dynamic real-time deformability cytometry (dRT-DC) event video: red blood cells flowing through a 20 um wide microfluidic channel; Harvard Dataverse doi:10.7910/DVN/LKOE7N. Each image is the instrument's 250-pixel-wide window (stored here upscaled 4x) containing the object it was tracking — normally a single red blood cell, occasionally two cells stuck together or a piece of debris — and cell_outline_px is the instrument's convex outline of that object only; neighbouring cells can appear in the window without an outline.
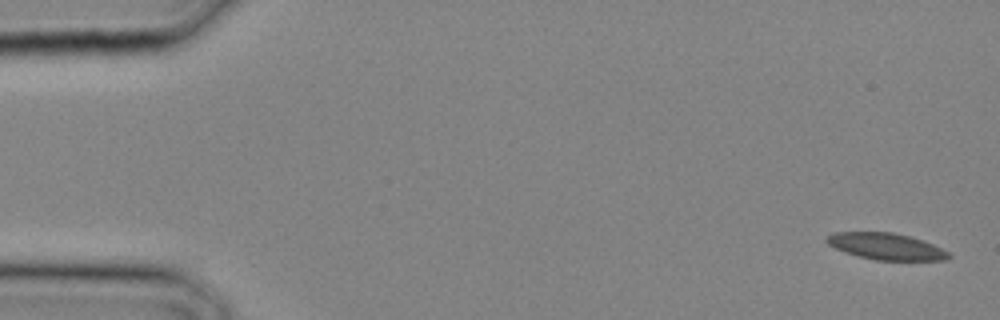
{"species": "common noctule bat (a hibernating species)", "species_latin": "Nyctalus noctula", "temperature_condition": "cold", "stored_images_in_passage": 17, "camera_frame_rate_fps": 3000, "um_per_image_px": 0.085, "animal": {"sex": "male", "body_mass_g": 20.4}, "frame": {"image": 1, "passage_image": 1, "time_ms": 0.0, "image_size_px": [1000, 320], "cell_outline_px": [[952, 256], [944, 260], [876, 260], [844, 252], [828, 244], [824, 240], [832, 232], [892, 232], [908, 236], [932, 244], [948, 252]], "centroid_in_image_um": [75.28, 20.94], "position_along_channel_um": 9.7, "area_um2": 18.61}}
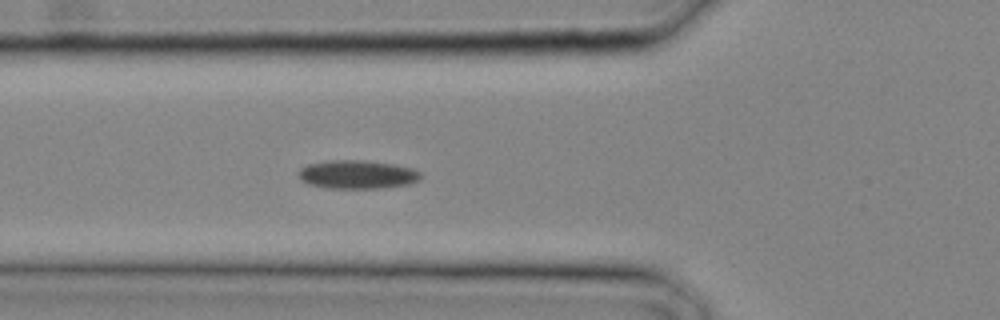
{"frame": {"image": 2, "passage_image": 11, "time_ms": 3.333, "image_size_px": [1000, 320], "cell_outline_px": [[420, 180], [408, 184], [380, 188], [328, 188], [308, 184], [300, 180], [300, 168], [308, 164], [328, 160], [364, 160], [396, 164], [412, 168], [420, 172]], "centroid_in_image_um": [30.37, 14.82], "position_along_channel_um": 95.4, "area_um2": 20.35}}
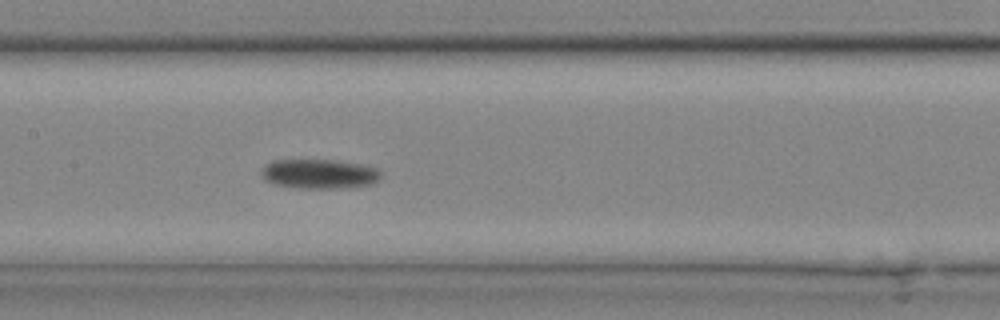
{"frame": {"image": 3, "passage_image": 15, "time_ms": 4.667, "image_size_px": [1000, 320], "cell_outline_px": [[380, 176], [372, 184], [340, 188], [300, 188], [276, 184], [264, 180], [260, 172], [264, 164], [272, 160], [336, 160], [360, 164], [376, 168], [380, 172]], "centroid_in_image_um": [27.08, 14.77], "position_along_channel_um": 180.3, "area_um2": 20.46}}